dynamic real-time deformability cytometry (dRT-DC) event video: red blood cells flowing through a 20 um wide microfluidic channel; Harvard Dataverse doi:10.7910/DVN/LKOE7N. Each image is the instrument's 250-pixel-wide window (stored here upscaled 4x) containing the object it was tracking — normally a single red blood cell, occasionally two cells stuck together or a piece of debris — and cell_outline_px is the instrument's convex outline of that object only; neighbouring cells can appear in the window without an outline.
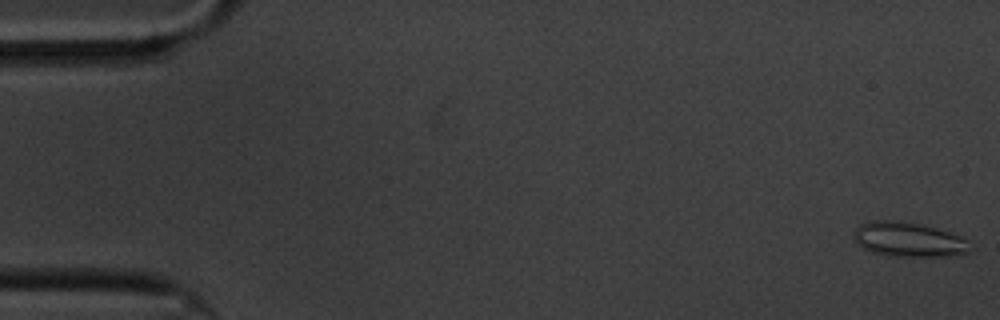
{"species": "common noctule bat (a hibernating species)", "species_latin": "Nyctalus noctula", "temperature_condition": "cold", "stored_images_in_passage": 60, "camera_frame_rate_fps": 3000, "um_per_image_px": 0.085, "animal": {"sex": "male", "body_mass_g": 20.1, "forearm_length_mm": 53.5}, "frame": {"image": 1, "passage_image": 1, "time_ms": 0.0, "image_size_px": [1000, 320], "cell_outline_px": [[968, 252], [948, 256], [884, 256], [872, 252], [864, 248], [852, 236], [856, 228], [860, 224], [876, 220], [896, 220], [924, 224], [948, 232], [964, 240]], "centroid_in_image_um": [77.13, 20.35], "position_along_channel_um": 7.9, "area_um2": 23.0}}
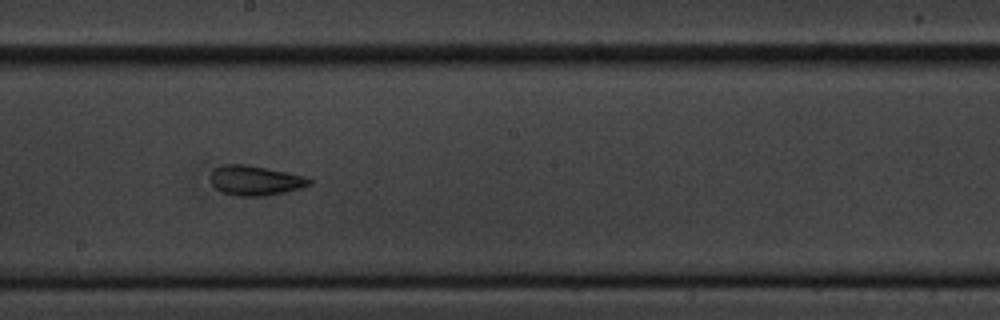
{"frame": {"image": 2, "passage_image": 33, "time_ms": 10.667, "image_size_px": [1000, 320], "cell_outline_px": [[312, 184], [300, 188], [268, 196], [236, 196], [220, 192], [208, 180], [212, 172], [216, 168], [224, 164], [248, 164], [288, 172], [304, 176], [312, 180]], "centroid_in_image_um": [21.68, 15.34], "position_along_channel_um": 226.5, "area_um2": 17.4}}
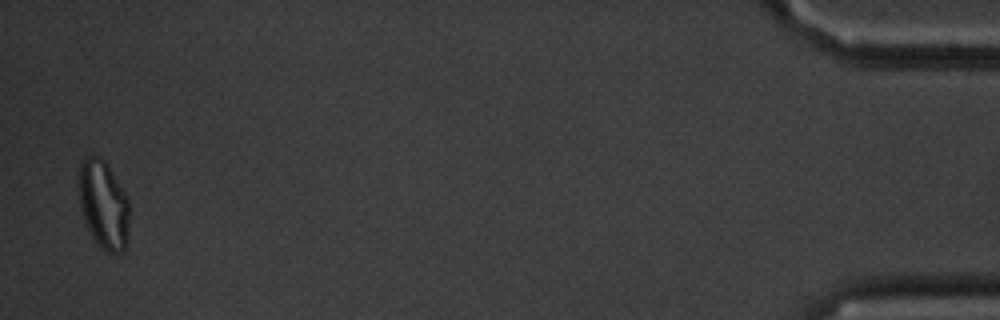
{"frame": {"image": 3, "passage_image": 59, "time_ms": 19.333, "image_size_px": [1000, 320], "cell_outline_px": [[132, 204], [128, 240], [124, 248], [120, 252], [104, 252], [100, 248], [88, 232], [80, 208], [76, 180], [80, 164], [84, 156], [100, 156], [108, 164], [128, 196]], "centroid_in_image_um": [8.81, 17.38], "position_along_channel_um": 426.4, "area_um2": 27.51}, "authors_computed_cell_mechanics": {"area_um2": 19.2763, "velocity_mm_per_s": 3.3192, "shape_relaxation_time_tau1_ms": 5.8089, "shape_relaxation_time_tau2_ms": 1.7228, "deformation_change_tau1": 0.1392, "deformation_change_tau2": 0.0777}}